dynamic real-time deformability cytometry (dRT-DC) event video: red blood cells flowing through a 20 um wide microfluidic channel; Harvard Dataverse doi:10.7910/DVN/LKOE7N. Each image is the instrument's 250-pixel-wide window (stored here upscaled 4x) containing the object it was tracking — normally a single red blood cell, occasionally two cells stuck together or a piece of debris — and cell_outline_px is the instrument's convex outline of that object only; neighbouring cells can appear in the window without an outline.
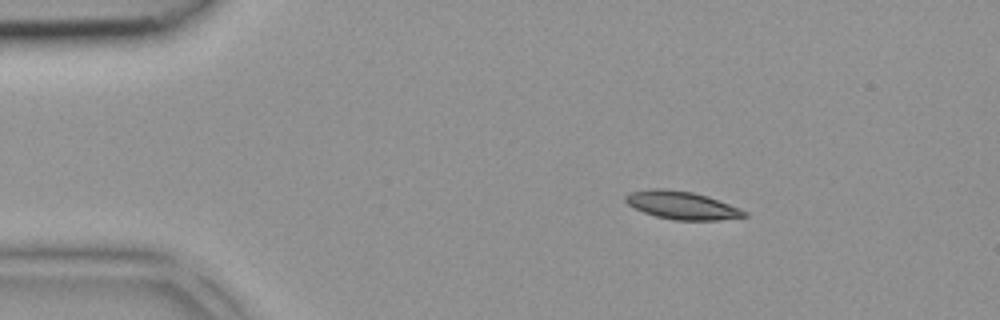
{"species": "common noctule bat (a hibernating species)", "species_latin": "Nyctalus noctula", "temperature_condition": "room temperature", "stored_images_in_passage": 4, "camera_frame_rate_fps": 3000, "um_per_image_px": 0.085, "animal": {"sex": "female", "body_mass_g": 18.4}, "frame": {"image": 1, "passage_image": 1, "time_ms": 0.0, "image_size_px": [1000, 320], "cell_outline_px": [[748, 216], [716, 220], [676, 220], [656, 216], [644, 212], [628, 204], [624, 200], [624, 196], [632, 192], [656, 188], [664, 188], [692, 192], [708, 196], [740, 208], [748, 212]], "centroid_in_image_um": [57.99, 17.44], "position_along_channel_um": 27.0, "area_um2": 19.19}}
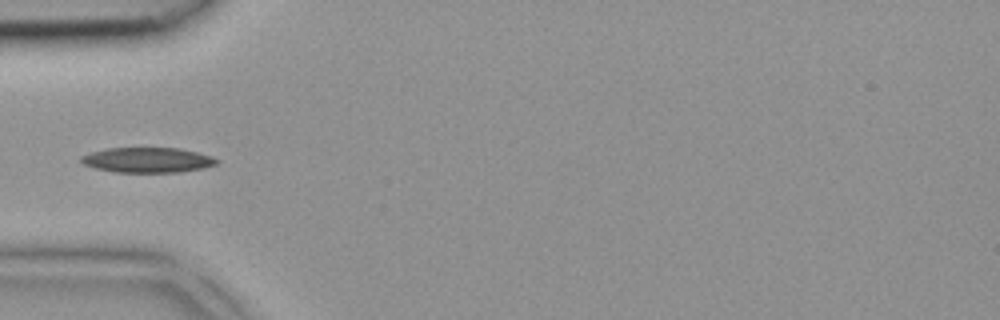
{"frame": {"image": 2, "passage_image": 3, "time_ms": 0.667, "image_size_px": [1000, 320], "cell_outline_px": [[220, 160], [216, 164], [200, 168], [180, 172], [116, 172], [96, 168], [84, 164], [80, 160], [80, 156], [92, 152], [108, 148], [180, 148], [212, 156]], "centroid_in_image_um": [12.54, 13.59], "position_along_channel_um": 72.5, "area_um2": 19.65}}